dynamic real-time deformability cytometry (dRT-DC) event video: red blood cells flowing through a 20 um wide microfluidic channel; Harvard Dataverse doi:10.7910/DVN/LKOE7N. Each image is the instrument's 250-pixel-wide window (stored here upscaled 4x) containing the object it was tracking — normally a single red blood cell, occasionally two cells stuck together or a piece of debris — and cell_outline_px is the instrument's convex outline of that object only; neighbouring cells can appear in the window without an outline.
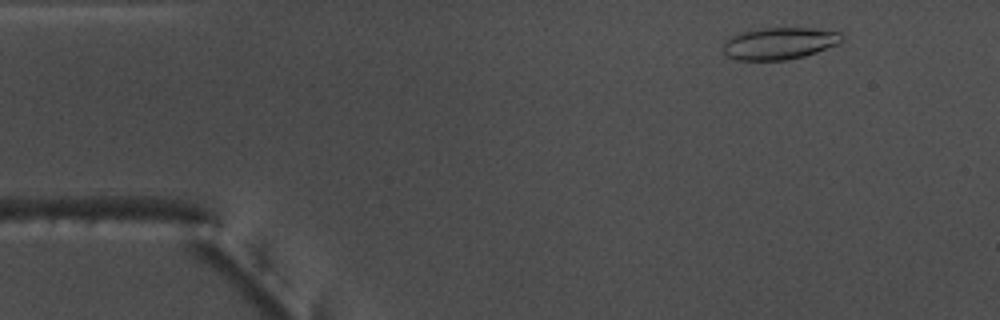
{"species": "common noctule bat (a hibernating species)", "species_latin": "Nyctalus noctula", "temperature_condition": "warm", "stored_images_in_passage": 53, "camera_frame_rate_fps": 3000, "um_per_image_px": 0.085, "animal": {"sex": "male", "body_mass_g": 17.5, "forearm_length_mm": 52.3}, "frame": {"image": 1, "passage_image": 6, "time_ms": 1.667, "image_size_px": [1000, 320], "cell_outline_px": [[844, 40], [840, 44], [804, 56], [784, 60], [736, 60], [728, 56], [720, 48], [724, 40], [728, 36], [740, 32], [760, 28], [840, 28], [844, 32]], "centroid_in_image_um": [66.32, 3.65], "position_along_channel_um": 18.7, "area_um2": 23.06}}
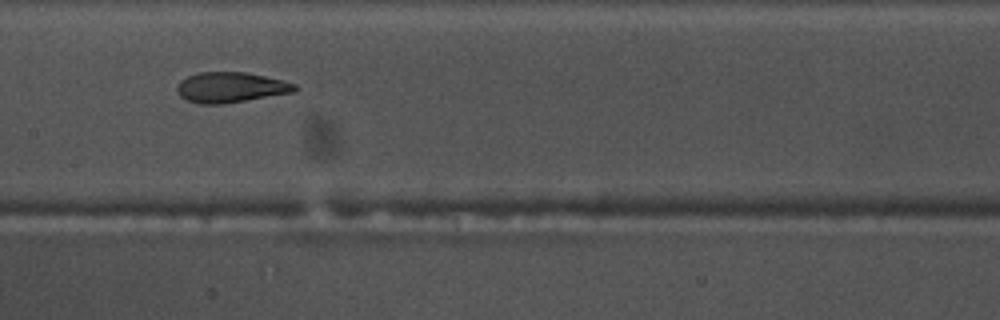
{"frame": {"image": 2, "passage_image": 26, "time_ms": 8.333, "image_size_px": [1000, 320], "cell_outline_px": [[300, 88], [296, 92], [224, 104], [200, 104], [188, 100], [180, 96], [176, 88], [180, 80], [188, 76], [200, 72], [248, 72], [296, 84]], "centroid_in_image_um": [19.63, 7.43], "position_along_channel_um": 187.8, "area_um2": 20.92}}
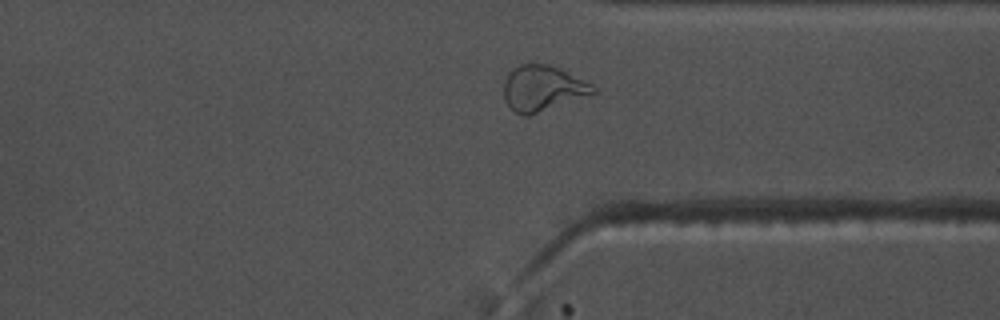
{"frame": {"image": 3, "passage_image": 40, "time_ms": 13.0, "image_size_px": [1000, 320], "cell_outline_px": [[596, 92], [528, 116], [524, 116], [516, 112], [504, 100], [504, 84], [508, 72], [512, 68], [520, 64], [552, 64], [592, 84], [596, 88]], "centroid_in_image_um": [46.1, 7.48], "position_along_channel_um": 365.3, "area_um2": 23.47}, "authors_computed_cell_mechanics": {"area_um2": 22.5998, "velocity_mm_per_s": 3.824, "shape_relaxation_time_tau1_ms": 10.016, "shape_relaxation_time_tau2_ms": 1.5375, "deformation_change_tau1": 0.2624, "deformation_change_tau2": 0.0919}}